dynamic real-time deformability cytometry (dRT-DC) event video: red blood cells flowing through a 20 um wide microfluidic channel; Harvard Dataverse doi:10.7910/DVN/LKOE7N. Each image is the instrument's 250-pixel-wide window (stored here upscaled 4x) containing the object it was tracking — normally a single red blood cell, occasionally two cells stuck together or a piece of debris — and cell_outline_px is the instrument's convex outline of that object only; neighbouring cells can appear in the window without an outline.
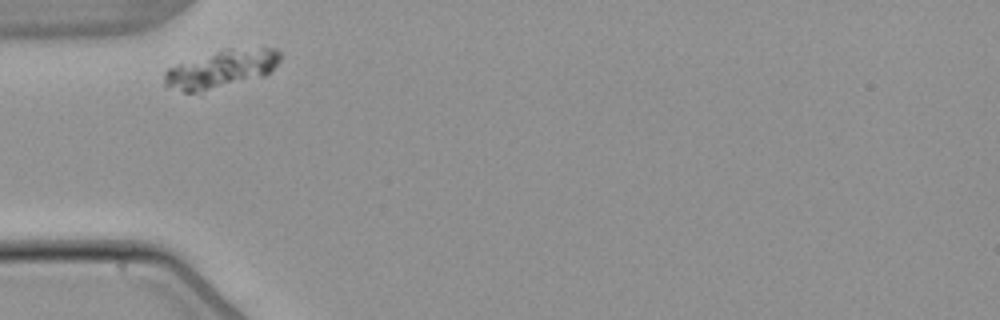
{"species": "common noctule bat (a hibernating species)", "species_latin": "Nyctalus noctula", "temperature_condition": "warm", "stored_images_in_passage": 3, "camera_frame_rate_fps": 3000, "um_per_image_px": 0.085, "animal": {"sex": "male", "body_mass_g": 21.5, "forearm_length_mm": 52.0}, "frame": {"image": 1, "passage_image": 1, "time_ms": 0.0, "image_size_px": [1000, 320], "cell_outline_px": [[280, 60], [264, 76], [196, 92], [184, 92], [164, 84], [164, 72], [168, 68], [228, 48], [276, 48], [280, 52]], "centroid_in_image_um": [18.84, 5.85], "position_along_channel_um": 66.2, "area_um2": 24.57}}
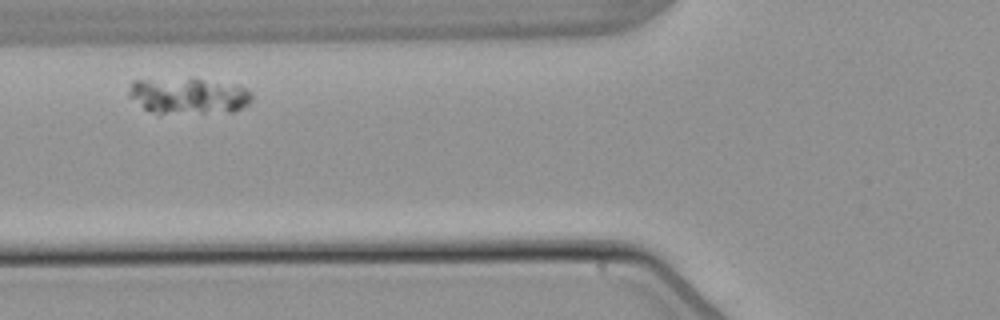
{"frame": {"image": 2, "passage_image": 2, "time_ms": 1.333, "image_size_px": [1000, 320], "cell_outline_px": [[252, 100], [248, 104], [232, 112], [160, 116], [144, 108], [128, 96], [128, 88], [132, 80], [200, 80], [240, 84], [252, 92]], "centroid_in_image_um": [16.03, 8.21], "position_along_channel_um": 109.8, "area_um2": 26.41}}